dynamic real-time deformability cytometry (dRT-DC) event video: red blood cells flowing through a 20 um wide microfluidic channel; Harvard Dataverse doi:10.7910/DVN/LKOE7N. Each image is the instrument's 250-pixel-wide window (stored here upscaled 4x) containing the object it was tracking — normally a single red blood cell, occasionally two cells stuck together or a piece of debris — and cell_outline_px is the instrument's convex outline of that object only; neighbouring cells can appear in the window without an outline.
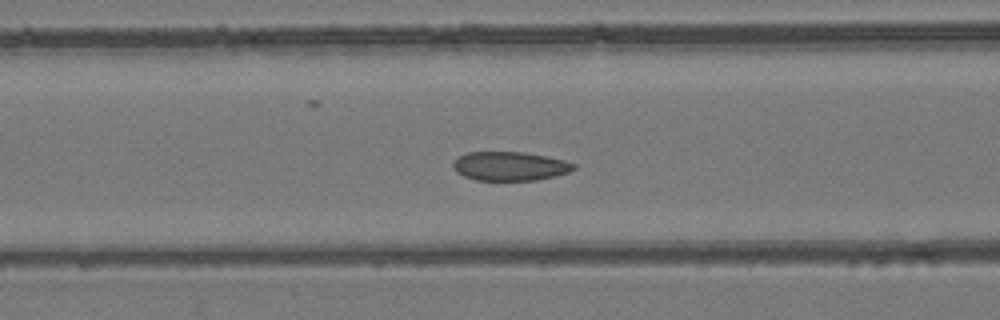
{"species": "common noctule bat (a hibernating species)", "species_latin": "Nyctalus noctula", "temperature_condition": "room temperature", "stored_images_in_passage": 55, "camera_frame_rate_fps": 3000, "um_per_image_px": 0.085, "animal": {"sex": "female", "body_mass_g": 24.6, "forearm_length_mm": 56.2}, "frame": {"image": 1, "passage_image": 22, "time_ms": 7.0, "image_size_px": [1000, 320], "cell_outline_px": [[576, 168], [568, 172], [556, 176], [536, 180], [476, 180], [464, 176], [456, 172], [452, 164], [460, 156], [468, 152], [524, 152], [548, 156], [564, 160], [576, 164]], "centroid_in_image_um": [43.37, 14.12], "position_along_channel_um": 123.2, "area_um2": 20.35}}
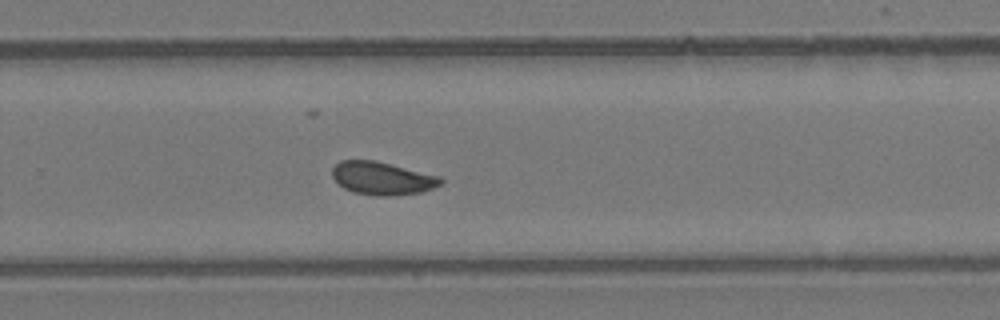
{"frame": {"image": 2, "passage_image": 36, "time_ms": 11.667, "image_size_px": [1000, 320], "cell_outline_px": [[444, 184], [420, 192], [396, 196], [376, 196], [352, 192], [344, 188], [332, 176], [332, 168], [340, 160], [376, 160], [440, 176], [444, 180]], "centroid_in_image_um": [32.51, 15.16], "position_along_channel_um": 297.3, "area_um2": 21.04}}
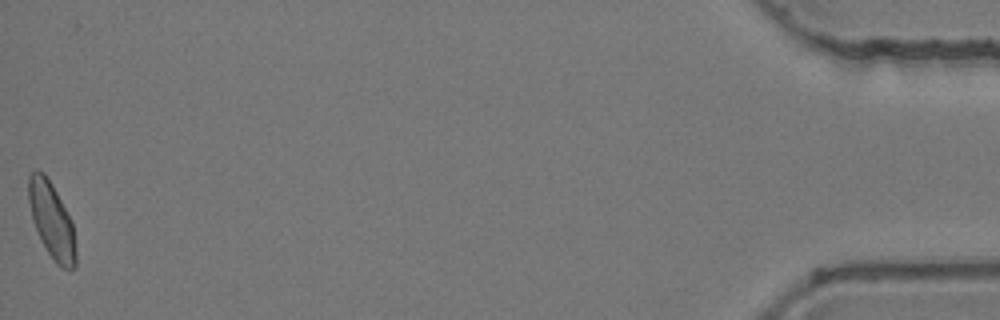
{"frame": {"image": 3, "passage_image": 55, "time_ms": 18.0, "image_size_px": [1000, 320], "cell_outline_px": [[76, 268], [64, 268], [56, 264], [48, 252], [32, 220], [28, 200], [28, 176], [32, 172], [44, 172], [52, 184], [72, 220], [76, 248]], "centroid_in_image_um": [4.41, 18.73], "position_along_channel_um": 430.8, "area_um2": 20.69}, "authors_computed_cell_mechanics": {"area_um2": 20.8658, "velocity_mm_per_s": 3.7445, "shape_relaxation_time_tau1_ms": null, "shape_relaxation_time_tau2_ms": 1.8639, "deformation_change_tau1": null, "deformation_change_tau2": 0.0714}}